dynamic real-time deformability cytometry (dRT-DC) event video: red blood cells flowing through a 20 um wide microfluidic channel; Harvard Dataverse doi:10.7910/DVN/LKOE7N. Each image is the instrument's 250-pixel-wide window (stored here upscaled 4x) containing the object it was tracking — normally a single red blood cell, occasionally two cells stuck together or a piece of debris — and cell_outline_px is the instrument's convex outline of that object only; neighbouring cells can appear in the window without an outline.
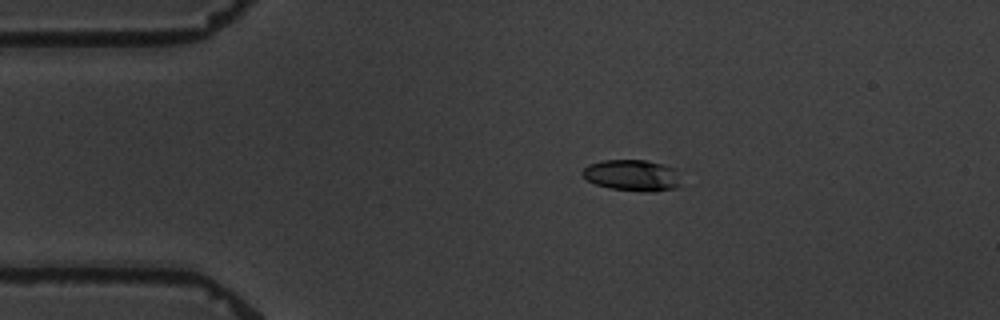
{"species": "common noctule bat (a hibernating species)", "species_latin": "Nyctalus noctula", "temperature_condition": "warm", "stored_images_in_passage": 8, "camera_frame_rate_fps": 3000, "um_per_image_px": 0.085, "animal": {"sex": "male", "body_mass_g": 19.5, "forearm_length_mm": 54.6}, "frame": {"image": 1, "passage_image": 3, "time_ms": 2.333, "image_size_px": [1000, 320], "cell_outline_px": [[680, 184], [676, 188], [652, 192], [608, 188], [596, 184], [588, 180], [580, 172], [588, 164], [604, 160], [644, 160], [676, 168]], "centroid_in_image_um": [53.73, 14.9], "position_along_channel_um": 31.3, "area_um2": 17.86}}
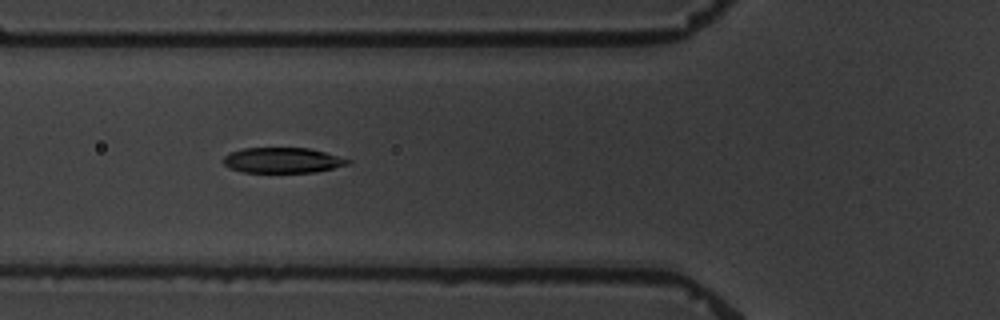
{"frame": {"image": 2, "passage_image": 6, "time_ms": 5.667, "image_size_px": [1000, 320], "cell_outline_px": [[352, 160], [348, 164], [316, 172], [240, 172], [228, 168], [224, 164], [224, 156], [232, 152], [244, 148], [308, 148], [324, 152]], "centroid_in_image_um": [23.99, 13.63], "position_along_channel_um": 101.8, "area_um2": 18.26}}
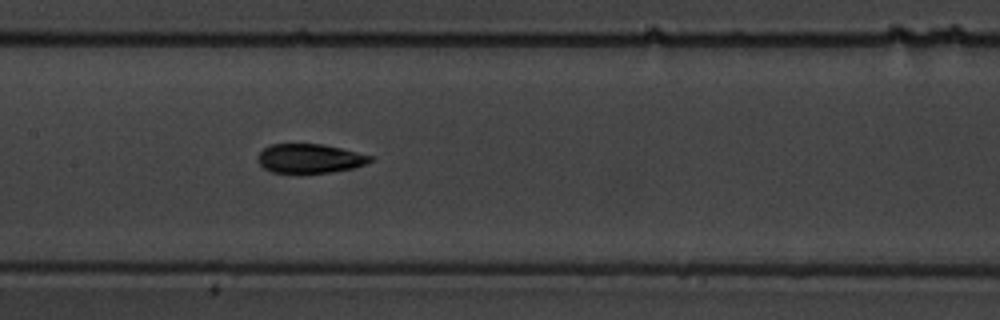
{"frame": {"image": 3, "passage_image": 8, "time_ms": 8.0, "image_size_px": [1000, 320], "cell_outline_px": [[372, 160], [364, 164], [352, 168], [332, 172], [300, 176], [272, 172], [264, 168], [256, 160], [260, 152], [264, 148], [272, 144], [324, 144], [372, 156]], "centroid_in_image_um": [26.27, 13.52], "position_along_channel_um": 181.1, "area_um2": 19.65}}